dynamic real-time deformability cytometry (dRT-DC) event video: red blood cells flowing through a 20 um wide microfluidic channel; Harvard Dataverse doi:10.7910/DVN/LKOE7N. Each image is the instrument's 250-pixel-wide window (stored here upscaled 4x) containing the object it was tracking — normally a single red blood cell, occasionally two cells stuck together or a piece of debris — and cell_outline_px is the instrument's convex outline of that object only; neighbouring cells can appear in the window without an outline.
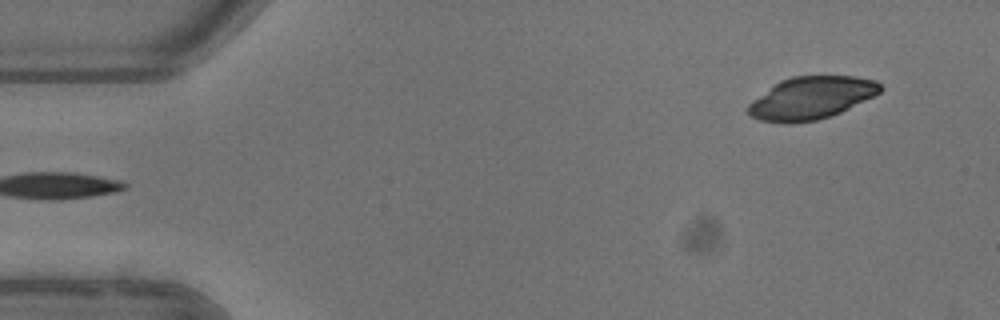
{"species": "common noctule bat (a hibernating species)", "species_latin": "Nyctalus noctula", "temperature_condition": "warm", "stored_images_in_passage": 4, "segment_of_instrument_passage": [2, 2], "camera_frame_rate_fps": 3000, "um_per_image_px": 0.085, "animal": {"sex": "female"}, "frame": {"image": 1, "passage_image": 4, "time_ms": 3.667, "image_size_px": [1000, 320], "cell_outline_px": [[884, 88], [880, 92], [840, 112], [816, 120], [788, 124], [784, 124], [760, 120], [752, 116], [748, 112], [748, 104], [752, 100], [780, 80], [792, 76], [856, 76], [876, 80]], "centroid_in_image_um": [68.94, 8.32], "position_along_channel_um": 16.1, "area_um2": 32.54}}